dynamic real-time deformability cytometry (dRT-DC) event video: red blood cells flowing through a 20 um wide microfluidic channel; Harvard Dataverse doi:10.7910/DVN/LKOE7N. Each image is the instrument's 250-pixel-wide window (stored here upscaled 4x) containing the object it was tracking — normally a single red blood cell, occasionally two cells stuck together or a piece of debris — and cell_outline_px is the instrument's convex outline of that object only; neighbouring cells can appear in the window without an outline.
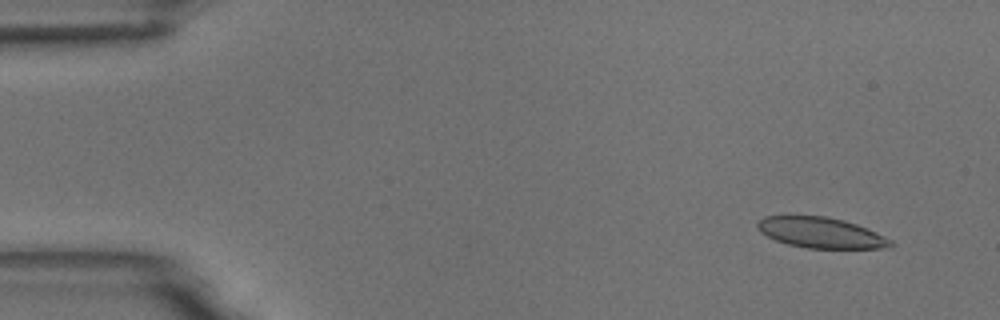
{"species": "common noctule bat (a hibernating species)", "species_latin": "Nyctalus noctula", "temperature_condition": "room temperature", "stored_images_in_passage": 51, "camera_frame_rate_fps": 3000, "um_per_image_px": 0.085, "animal": {"sex": "male", "body_mass_g": 18.8}, "frame": {"image": 1, "passage_image": 1, "time_ms": 0.0, "image_size_px": [1000, 320], "cell_outline_px": [[896, 244], [892, 248], [808, 248], [788, 244], [776, 240], [760, 232], [756, 228], [756, 224], [764, 216], [784, 212], [792, 212], [824, 216], [844, 220], [868, 228], [892, 240]], "centroid_in_image_um": [69.72, 19.72], "position_along_channel_um": 15.3, "area_um2": 24.8}}
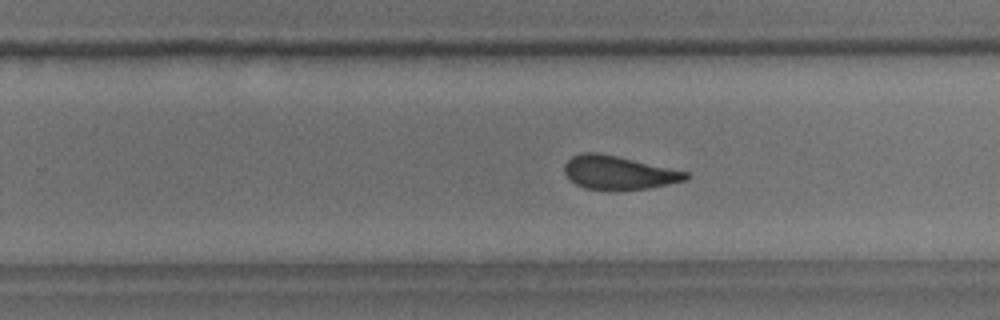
{"frame": {"image": 2, "passage_image": 31, "time_ms": 10.0, "image_size_px": [1000, 320], "cell_outline_px": [[688, 180], [648, 188], [616, 192], [612, 192], [584, 188], [576, 184], [564, 172], [564, 164], [572, 156], [580, 152], [596, 152], [616, 156], [688, 172]], "centroid_in_image_um": [52.55, 14.7], "position_along_channel_um": 277.2, "area_um2": 23.99}}
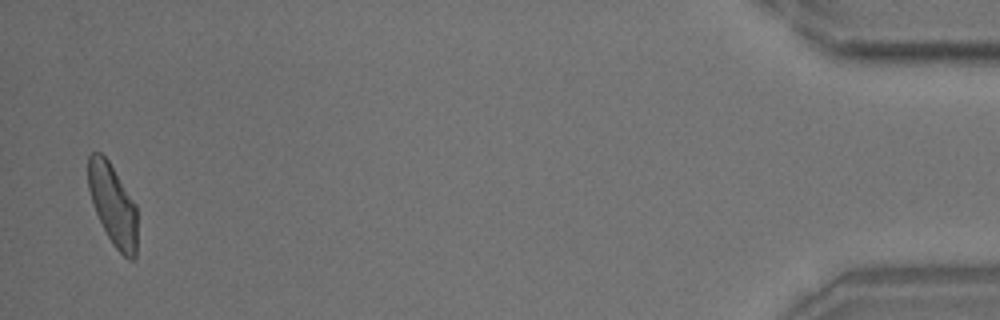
{"frame": {"image": 3, "passage_image": 50, "time_ms": 16.333, "image_size_px": [1000, 320], "cell_outline_px": [[136, 256], [132, 260], [128, 260], [112, 244], [96, 212], [88, 188], [88, 156], [92, 152], [100, 152], [108, 160], [136, 204]], "centroid_in_image_um": [9.59, 17.4], "position_along_channel_um": 425.6, "area_um2": 22.95}, "authors_computed_cell_mechanics": {"area_um2": 24.7384, "velocity_mm_per_s": 3.7083, "shape_relaxation_time_tau1_ms": 6.6948, "shape_relaxation_time_tau2_ms": 1.2915, "deformation_change_tau1": 0.1665, "deformation_change_tau2": 0.0912}}